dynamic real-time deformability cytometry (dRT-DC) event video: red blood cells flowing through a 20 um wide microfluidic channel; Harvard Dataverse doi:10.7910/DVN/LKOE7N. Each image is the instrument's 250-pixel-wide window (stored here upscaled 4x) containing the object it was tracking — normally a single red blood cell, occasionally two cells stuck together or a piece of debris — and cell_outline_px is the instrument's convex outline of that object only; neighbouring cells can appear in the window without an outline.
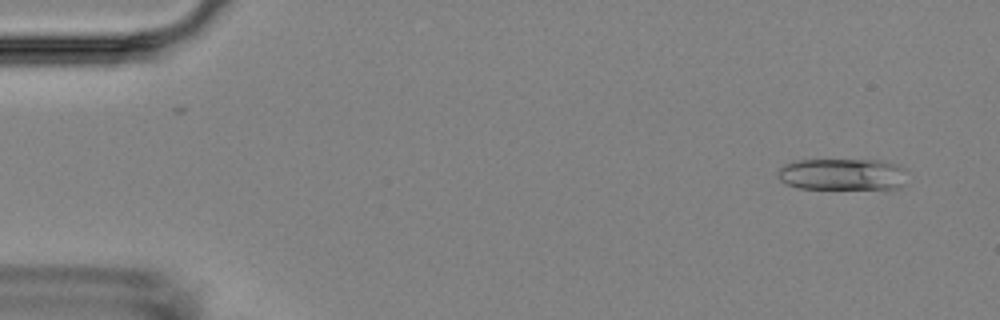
{"species": "Egyptian fruit bat (a non-hibernating species)", "species_latin": "Rousettus aegyptiacus", "temperature_condition": "room temperature", "stored_images_in_passage": 9, "camera_frame_rate_fps": 3000, "um_per_image_px": 0.085, "animal": {"sex": "female"}, "frame": {"image": 1, "passage_image": 1, "time_ms": 0.0, "image_size_px": [1000, 320], "cell_outline_px": [[908, 184], [900, 188], [888, 192], [796, 188], [780, 180], [776, 176], [776, 172], [784, 164], [792, 160], [880, 160], [896, 164], [908, 168]], "centroid_in_image_um": [71.76, 14.88], "position_along_channel_um": 13.2, "area_um2": 26.01}}
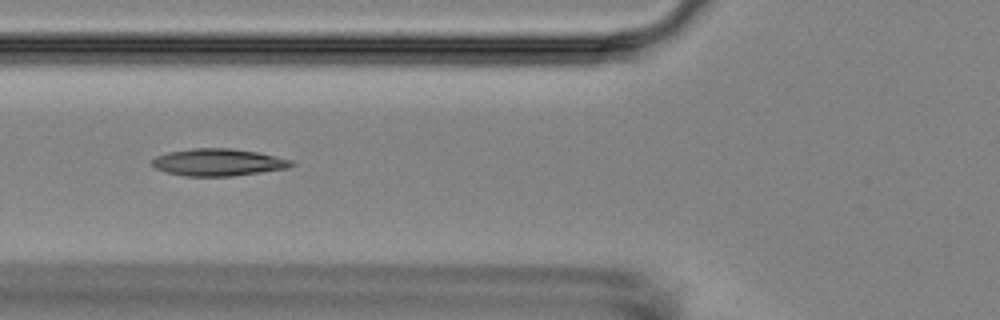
{"frame": {"image": 2, "passage_image": 6, "time_ms": 5.667, "image_size_px": [1000, 320], "cell_outline_px": [[296, 164], [288, 168], [232, 176], [188, 176], [168, 172], [156, 168], [152, 164], [152, 160], [156, 156], [168, 152], [192, 148], [232, 148], [256, 152], [292, 160]], "centroid_in_image_um": [18.56, 13.79], "position_along_channel_um": 107.2, "area_um2": 21.85}}
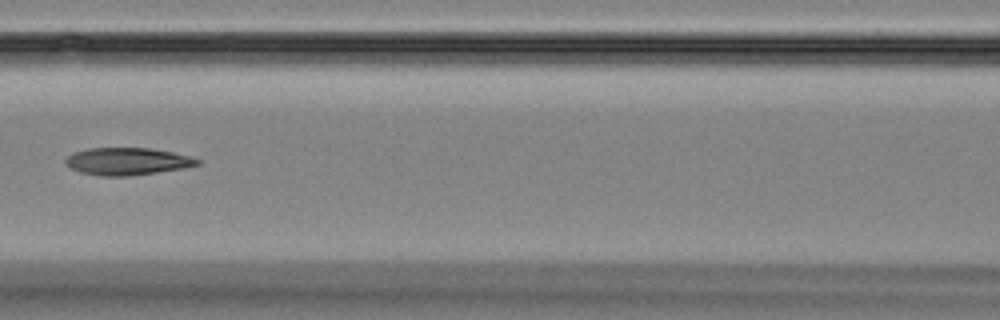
{"frame": {"image": 3, "passage_image": 7, "time_ms": 7.0, "image_size_px": [1000, 320], "cell_outline_px": [[200, 164], [184, 168], [128, 176], [100, 176], [80, 172], [72, 168], [64, 160], [72, 152], [88, 148], [148, 148], [172, 152], [192, 156], [200, 160]], "centroid_in_image_um": [10.83, 13.71], "position_along_channel_um": 155.8, "area_um2": 20.92}}